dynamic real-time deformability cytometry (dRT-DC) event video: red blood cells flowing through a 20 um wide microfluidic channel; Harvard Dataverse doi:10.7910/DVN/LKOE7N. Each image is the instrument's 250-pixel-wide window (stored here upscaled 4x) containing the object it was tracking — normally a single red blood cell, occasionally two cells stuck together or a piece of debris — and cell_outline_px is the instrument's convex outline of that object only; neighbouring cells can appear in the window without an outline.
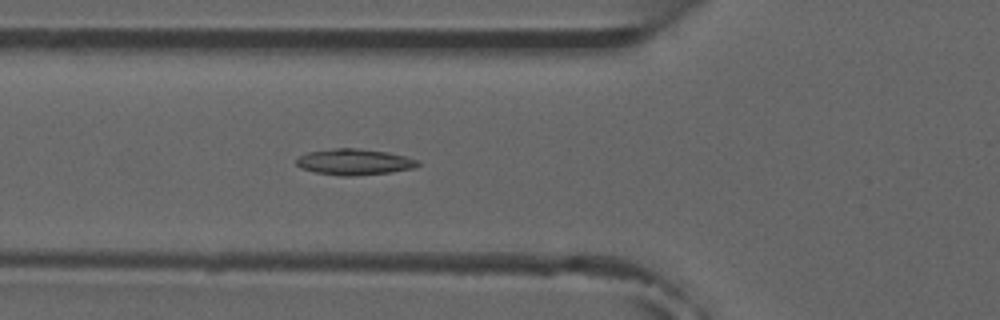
{"species": "common noctule bat (a hibernating species)", "species_latin": "Nyctalus noctula", "temperature_condition": "room temperature", "stored_images_in_passage": 6, "camera_frame_rate_fps": 3000, "um_per_image_px": 0.085, "animal": {"sex": "male", "forearm_length_mm": 52.5}, "frame": {"image": 1, "passage_image": 6, "time_ms": 5.667, "image_size_px": [1000, 320], "cell_outline_px": [[420, 164], [412, 168], [392, 172], [352, 176], [340, 176], [316, 172], [300, 168], [296, 164], [296, 160], [300, 156], [308, 152], [336, 148], [356, 148], [388, 152], [420, 160]], "centroid_in_image_um": [30.12, 13.76], "position_along_channel_um": 95.7, "area_um2": 18.38}}